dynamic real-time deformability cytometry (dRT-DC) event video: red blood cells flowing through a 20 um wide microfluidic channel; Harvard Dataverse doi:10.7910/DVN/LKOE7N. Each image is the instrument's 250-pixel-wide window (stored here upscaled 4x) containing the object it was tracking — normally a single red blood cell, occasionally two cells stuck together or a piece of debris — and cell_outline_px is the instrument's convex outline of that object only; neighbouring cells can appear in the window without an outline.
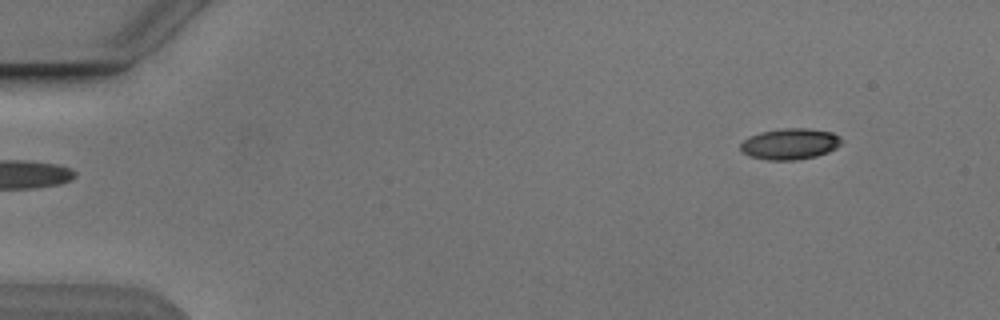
{"species": "Egyptian fruit bat (a non-hibernating species)", "species_latin": "Rousettus aegyptiacus", "temperature_condition": "cold", "stored_images_in_passage": 5, "segment_of_instrument_passage": [2, 2], "camera_frame_rate_fps": 3000, "um_per_image_px": 0.085, "animal": {"sex": "male"}, "frame": {"image": 1, "passage_image": 5, "time_ms": 4.667, "image_size_px": [1000, 320], "cell_outline_px": [[844, 140], [836, 148], [828, 152], [816, 156], [796, 160], [764, 160], [748, 156], [740, 152], [740, 144], [748, 136], [760, 132], [784, 128], [808, 128], [832, 132], [840, 136]], "centroid_in_image_um": [67.13, 12.24], "position_along_channel_um": 17.9, "area_um2": 18.61}}